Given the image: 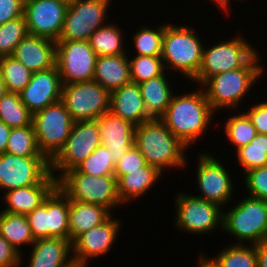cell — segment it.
Returning a JSON list of instances; mask_svg holds the SVG:
<instances>
[{
  "mask_svg": "<svg viewBox=\"0 0 267 267\" xmlns=\"http://www.w3.org/2000/svg\"><path fill=\"white\" fill-rule=\"evenodd\" d=\"M0 235L21 254L23 245L31 247L35 242L26 215L0 211Z\"/></svg>",
  "mask_w": 267,
  "mask_h": 267,
  "instance_id": "cell-28",
  "label": "cell"
},
{
  "mask_svg": "<svg viewBox=\"0 0 267 267\" xmlns=\"http://www.w3.org/2000/svg\"><path fill=\"white\" fill-rule=\"evenodd\" d=\"M258 51L242 68L210 77L201 87L204 89L207 100L213 109L218 111L238 110L250 89L265 74L264 65L260 64L261 58ZM260 79V80H259Z\"/></svg>",
  "mask_w": 267,
  "mask_h": 267,
  "instance_id": "cell-3",
  "label": "cell"
},
{
  "mask_svg": "<svg viewBox=\"0 0 267 267\" xmlns=\"http://www.w3.org/2000/svg\"><path fill=\"white\" fill-rule=\"evenodd\" d=\"M249 42L240 34L208 48L204 45L202 63L193 82L202 86L214 75L242 68L259 51Z\"/></svg>",
  "mask_w": 267,
  "mask_h": 267,
  "instance_id": "cell-7",
  "label": "cell"
},
{
  "mask_svg": "<svg viewBox=\"0 0 267 267\" xmlns=\"http://www.w3.org/2000/svg\"><path fill=\"white\" fill-rule=\"evenodd\" d=\"M69 199L56 187L48 196L49 238L69 240Z\"/></svg>",
  "mask_w": 267,
  "mask_h": 267,
  "instance_id": "cell-30",
  "label": "cell"
},
{
  "mask_svg": "<svg viewBox=\"0 0 267 267\" xmlns=\"http://www.w3.org/2000/svg\"><path fill=\"white\" fill-rule=\"evenodd\" d=\"M147 164L144 156L135 145L128 149L125 155L118 160L114 170V176L118 178L129 171L139 170Z\"/></svg>",
  "mask_w": 267,
  "mask_h": 267,
  "instance_id": "cell-43",
  "label": "cell"
},
{
  "mask_svg": "<svg viewBox=\"0 0 267 267\" xmlns=\"http://www.w3.org/2000/svg\"><path fill=\"white\" fill-rule=\"evenodd\" d=\"M197 159L196 177L199 195H195L207 201L225 207L234 198L235 185L231 178L229 169H226L221 159L209 153L200 151Z\"/></svg>",
  "mask_w": 267,
  "mask_h": 267,
  "instance_id": "cell-13",
  "label": "cell"
},
{
  "mask_svg": "<svg viewBox=\"0 0 267 267\" xmlns=\"http://www.w3.org/2000/svg\"><path fill=\"white\" fill-rule=\"evenodd\" d=\"M211 1L214 2L216 6H218V9L219 8L221 10L223 9L226 12L225 14H228V13L230 14L228 9H231V5H230L231 0H211Z\"/></svg>",
  "mask_w": 267,
  "mask_h": 267,
  "instance_id": "cell-50",
  "label": "cell"
},
{
  "mask_svg": "<svg viewBox=\"0 0 267 267\" xmlns=\"http://www.w3.org/2000/svg\"><path fill=\"white\" fill-rule=\"evenodd\" d=\"M93 80L110 93L131 82L127 54L98 56Z\"/></svg>",
  "mask_w": 267,
  "mask_h": 267,
  "instance_id": "cell-25",
  "label": "cell"
},
{
  "mask_svg": "<svg viewBox=\"0 0 267 267\" xmlns=\"http://www.w3.org/2000/svg\"><path fill=\"white\" fill-rule=\"evenodd\" d=\"M110 94L92 80L63 85L61 101L74 122L91 121L109 112Z\"/></svg>",
  "mask_w": 267,
  "mask_h": 267,
  "instance_id": "cell-11",
  "label": "cell"
},
{
  "mask_svg": "<svg viewBox=\"0 0 267 267\" xmlns=\"http://www.w3.org/2000/svg\"><path fill=\"white\" fill-rule=\"evenodd\" d=\"M68 267H89L88 265L86 264H78V263H75L73 262L70 266Z\"/></svg>",
  "mask_w": 267,
  "mask_h": 267,
  "instance_id": "cell-52",
  "label": "cell"
},
{
  "mask_svg": "<svg viewBox=\"0 0 267 267\" xmlns=\"http://www.w3.org/2000/svg\"><path fill=\"white\" fill-rule=\"evenodd\" d=\"M7 93L6 86L4 83V80L2 78V73L0 70V100L3 98V96Z\"/></svg>",
  "mask_w": 267,
  "mask_h": 267,
  "instance_id": "cell-51",
  "label": "cell"
},
{
  "mask_svg": "<svg viewBox=\"0 0 267 267\" xmlns=\"http://www.w3.org/2000/svg\"><path fill=\"white\" fill-rule=\"evenodd\" d=\"M134 145L147 164L156 167L161 173L166 172L167 168L181 170L188 166L186 155L190 149L177 139L160 119L153 118L137 125Z\"/></svg>",
  "mask_w": 267,
  "mask_h": 267,
  "instance_id": "cell-2",
  "label": "cell"
},
{
  "mask_svg": "<svg viewBox=\"0 0 267 267\" xmlns=\"http://www.w3.org/2000/svg\"><path fill=\"white\" fill-rule=\"evenodd\" d=\"M59 1H62V2H64V3H66V4H71L74 0H59Z\"/></svg>",
  "mask_w": 267,
  "mask_h": 267,
  "instance_id": "cell-53",
  "label": "cell"
},
{
  "mask_svg": "<svg viewBox=\"0 0 267 267\" xmlns=\"http://www.w3.org/2000/svg\"><path fill=\"white\" fill-rule=\"evenodd\" d=\"M11 129V127L0 120V154L6 152L8 137L10 136Z\"/></svg>",
  "mask_w": 267,
  "mask_h": 267,
  "instance_id": "cell-48",
  "label": "cell"
},
{
  "mask_svg": "<svg viewBox=\"0 0 267 267\" xmlns=\"http://www.w3.org/2000/svg\"><path fill=\"white\" fill-rule=\"evenodd\" d=\"M107 147L99 145L76 169L80 173L95 176L114 175L116 164Z\"/></svg>",
  "mask_w": 267,
  "mask_h": 267,
  "instance_id": "cell-40",
  "label": "cell"
},
{
  "mask_svg": "<svg viewBox=\"0 0 267 267\" xmlns=\"http://www.w3.org/2000/svg\"><path fill=\"white\" fill-rule=\"evenodd\" d=\"M0 120L11 128L32 124V113L22 103L19 93H6L0 100Z\"/></svg>",
  "mask_w": 267,
  "mask_h": 267,
  "instance_id": "cell-33",
  "label": "cell"
},
{
  "mask_svg": "<svg viewBox=\"0 0 267 267\" xmlns=\"http://www.w3.org/2000/svg\"><path fill=\"white\" fill-rule=\"evenodd\" d=\"M97 121L101 145L109 149L116 164L134 145L136 126L110 111L104 113Z\"/></svg>",
  "mask_w": 267,
  "mask_h": 267,
  "instance_id": "cell-19",
  "label": "cell"
},
{
  "mask_svg": "<svg viewBox=\"0 0 267 267\" xmlns=\"http://www.w3.org/2000/svg\"><path fill=\"white\" fill-rule=\"evenodd\" d=\"M205 91L201 86L189 93L173 94L165 113L159 118L186 147L200 142L214 120Z\"/></svg>",
  "mask_w": 267,
  "mask_h": 267,
  "instance_id": "cell-1",
  "label": "cell"
},
{
  "mask_svg": "<svg viewBox=\"0 0 267 267\" xmlns=\"http://www.w3.org/2000/svg\"><path fill=\"white\" fill-rule=\"evenodd\" d=\"M245 111L244 113L256 128L257 133L267 135V101L257 102L249 110L246 109Z\"/></svg>",
  "mask_w": 267,
  "mask_h": 267,
  "instance_id": "cell-45",
  "label": "cell"
},
{
  "mask_svg": "<svg viewBox=\"0 0 267 267\" xmlns=\"http://www.w3.org/2000/svg\"><path fill=\"white\" fill-rule=\"evenodd\" d=\"M11 56L32 73L47 70L56 65V42L28 34Z\"/></svg>",
  "mask_w": 267,
  "mask_h": 267,
  "instance_id": "cell-21",
  "label": "cell"
},
{
  "mask_svg": "<svg viewBox=\"0 0 267 267\" xmlns=\"http://www.w3.org/2000/svg\"><path fill=\"white\" fill-rule=\"evenodd\" d=\"M226 123L223 125L224 134L235 148V152L243 146L248 145L251 140L257 135L256 128L251 123L248 116L241 111L228 117L224 120ZM225 127V128H224Z\"/></svg>",
  "mask_w": 267,
  "mask_h": 267,
  "instance_id": "cell-32",
  "label": "cell"
},
{
  "mask_svg": "<svg viewBox=\"0 0 267 267\" xmlns=\"http://www.w3.org/2000/svg\"><path fill=\"white\" fill-rule=\"evenodd\" d=\"M31 246L27 267H68L74 262L70 240L39 238Z\"/></svg>",
  "mask_w": 267,
  "mask_h": 267,
  "instance_id": "cell-23",
  "label": "cell"
},
{
  "mask_svg": "<svg viewBox=\"0 0 267 267\" xmlns=\"http://www.w3.org/2000/svg\"><path fill=\"white\" fill-rule=\"evenodd\" d=\"M57 187V178L50 173L40 184L20 187L3 192L4 212L28 215L39 207ZM7 205V207H6Z\"/></svg>",
  "mask_w": 267,
  "mask_h": 267,
  "instance_id": "cell-20",
  "label": "cell"
},
{
  "mask_svg": "<svg viewBox=\"0 0 267 267\" xmlns=\"http://www.w3.org/2000/svg\"><path fill=\"white\" fill-rule=\"evenodd\" d=\"M26 216L35 240L39 238H49L48 197L39 207Z\"/></svg>",
  "mask_w": 267,
  "mask_h": 267,
  "instance_id": "cell-42",
  "label": "cell"
},
{
  "mask_svg": "<svg viewBox=\"0 0 267 267\" xmlns=\"http://www.w3.org/2000/svg\"><path fill=\"white\" fill-rule=\"evenodd\" d=\"M243 175L252 169L267 165V135L257 133L251 142L235 153Z\"/></svg>",
  "mask_w": 267,
  "mask_h": 267,
  "instance_id": "cell-35",
  "label": "cell"
},
{
  "mask_svg": "<svg viewBox=\"0 0 267 267\" xmlns=\"http://www.w3.org/2000/svg\"><path fill=\"white\" fill-rule=\"evenodd\" d=\"M6 153L20 157L44 156L38 148L32 124L11 129Z\"/></svg>",
  "mask_w": 267,
  "mask_h": 267,
  "instance_id": "cell-36",
  "label": "cell"
},
{
  "mask_svg": "<svg viewBox=\"0 0 267 267\" xmlns=\"http://www.w3.org/2000/svg\"><path fill=\"white\" fill-rule=\"evenodd\" d=\"M109 111L135 126L153 119L146 111L139 85L133 82L111 92Z\"/></svg>",
  "mask_w": 267,
  "mask_h": 267,
  "instance_id": "cell-22",
  "label": "cell"
},
{
  "mask_svg": "<svg viewBox=\"0 0 267 267\" xmlns=\"http://www.w3.org/2000/svg\"><path fill=\"white\" fill-rule=\"evenodd\" d=\"M220 267H257L256 246L231 243L213 258Z\"/></svg>",
  "mask_w": 267,
  "mask_h": 267,
  "instance_id": "cell-31",
  "label": "cell"
},
{
  "mask_svg": "<svg viewBox=\"0 0 267 267\" xmlns=\"http://www.w3.org/2000/svg\"><path fill=\"white\" fill-rule=\"evenodd\" d=\"M25 0H0V25L24 15Z\"/></svg>",
  "mask_w": 267,
  "mask_h": 267,
  "instance_id": "cell-46",
  "label": "cell"
},
{
  "mask_svg": "<svg viewBox=\"0 0 267 267\" xmlns=\"http://www.w3.org/2000/svg\"><path fill=\"white\" fill-rule=\"evenodd\" d=\"M167 73L170 72L165 71L158 77L138 84L146 111L152 118L159 119L165 113L173 96L174 90Z\"/></svg>",
  "mask_w": 267,
  "mask_h": 267,
  "instance_id": "cell-27",
  "label": "cell"
},
{
  "mask_svg": "<svg viewBox=\"0 0 267 267\" xmlns=\"http://www.w3.org/2000/svg\"><path fill=\"white\" fill-rule=\"evenodd\" d=\"M164 177L156 167L146 164L139 170L129 171L117 178L118 196L122 204H130L132 201L144 196L151 191L154 184H158ZM132 200V201H131Z\"/></svg>",
  "mask_w": 267,
  "mask_h": 267,
  "instance_id": "cell-24",
  "label": "cell"
},
{
  "mask_svg": "<svg viewBox=\"0 0 267 267\" xmlns=\"http://www.w3.org/2000/svg\"><path fill=\"white\" fill-rule=\"evenodd\" d=\"M237 201L234 207L223 211L222 232L233 236L237 244L255 245L267 240V201L248 195Z\"/></svg>",
  "mask_w": 267,
  "mask_h": 267,
  "instance_id": "cell-6",
  "label": "cell"
},
{
  "mask_svg": "<svg viewBox=\"0 0 267 267\" xmlns=\"http://www.w3.org/2000/svg\"><path fill=\"white\" fill-rule=\"evenodd\" d=\"M68 4L59 0H25L24 16L29 35L58 41Z\"/></svg>",
  "mask_w": 267,
  "mask_h": 267,
  "instance_id": "cell-16",
  "label": "cell"
},
{
  "mask_svg": "<svg viewBox=\"0 0 267 267\" xmlns=\"http://www.w3.org/2000/svg\"><path fill=\"white\" fill-rule=\"evenodd\" d=\"M175 196V229L189 235L223 231V210L226 208L194 194L178 192Z\"/></svg>",
  "mask_w": 267,
  "mask_h": 267,
  "instance_id": "cell-8",
  "label": "cell"
},
{
  "mask_svg": "<svg viewBox=\"0 0 267 267\" xmlns=\"http://www.w3.org/2000/svg\"><path fill=\"white\" fill-rule=\"evenodd\" d=\"M62 81L58 68L34 72L29 84L19 93L22 103L34 114L61 100Z\"/></svg>",
  "mask_w": 267,
  "mask_h": 267,
  "instance_id": "cell-18",
  "label": "cell"
},
{
  "mask_svg": "<svg viewBox=\"0 0 267 267\" xmlns=\"http://www.w3.org/2000/svg\"><path fill=\"white\" fill-rule=\"evenodd\" d=\"M57 187L69 200L100 205L112 214V210L123 205L118 196L117 178L114 175H88L75 168L65 172L57 180Z\"/></svg>",
  "mask_w": 267,
  "mask_h": 267,
  "instance_id": "cell-5",
  "label": "cell"
},
{
  "mask_svg": "<svg viewBox=\"0 0 267 267\" xmlns=\"http://www.w3.org/2000/svg\"><path fill=\"white\" fill-rule=\"evenodd\" d=\"M28 35L25 16L0 25V58L11 56L16 46Z\"/></svg>",
  "mask_w": 267,
  "mask_h": 267,
  "instance_id": "cell-39",
  "label": "cell"
},
{
  "mask_svg": "<svg viewBox=\"0 0 267 267\" xmlns=\"http://www.w3.org/2000/svg\"><path fill=\"white\" fill-rule=\"evenodd\" d=\"M128 57L131 82L142 83L162 75L166 70L161 56L133 55Z\"/></svg>",
  "mask_w": 267,
  "mask_h": 267,
  "instance_id": "cell-38",
  "label": "cell"
},
{
  "mask_svg": "<svg viewBox=\"0 0 267 267\" xmlns=\"http://www.w3.org/2000/svg\"><path fill=\"white\" fill-rule=\"evenodd\" d=\"M121 225V220L116 219L112 214L102 224L81 234L72 243L73 261L78 264L89 265L92 258H102L111 251L113 244L118 240L119 231L122 230Z\"/></svg>",
  "mask_w": 267,
  "mask_h": 267,
  "instance_id": "cell-17",
  "label": "cell"
},
{
  "mask_svg": "<svg viewBox=\"0 0 267 267\" xmlns=\"http://www.w3.org/2000/svg\"><path fill=\"white\" fill-rule=\"evenodd\" d=\"M97 57L89 41L58 40L56 66L62 84L92 81Z\"/></svg>",
  "mask_w": 267,
  "mask_h": 267,
  "instance_id": "cell-14",
  "label": "cell"
},
{
  "mask_svg": "<svg viewBox=\"0 0 267 267\" xmlns=\"http://www.w3.org/2000/svg\"><path fill=\"white\" fill-rule=\"evenodd\" d=\"M111 215L103 206L69 200V240L73 243L81 234L102 224Z\"/></svg>",
  "mask_w": 267,
  "mask_h": 267,
  "instance_id": "cell-26",
  "label": "cell"
},
{
  "mask_svg": "<svg viewBox=\"0 0 267 267\" xmlns=\"http://www.w3.org/2000/svg\"><path fill=\"white\" fill-rule=\"evenodd\" d=\"M50 173V161L45 156L0 154V190L4 192L40 184Z\"/></svg>",
  "mask_w": 267,
  "mask_h": 267,
  "instance_id": "cell-15",
  "label": "cell"
},
{
  "mask_svg": "<svg viewBox=\"0 0 267 267\" xmlns=\"http://www.w3.org/2000/svg\"><path fill=\"white\" fill-rule=\"evenodd\" d=\"M73 119L59 100L32 114V125L40 152L51 161L65 145Z\"/></svg>",
  "mask_w": 267,
  "mask_h": 267,
  "instance_id": "cell-9",
  "label": "cell"
},
{
  "mask_svg": "<svg viewBox=\"0 0 267 267\" xmlns=\"http://www.w3.org/2000/svg\"><path fill=\"white\" fill-rule=\"evenodd\" d=\"M192 25L165 24L162 55L165 70L176 71L186 80H194L198 75L205 44ZM173 68V69H172Z\"/></svg>",
  "mask_w": 267,
  "mask_h": 267,
  "instance_id": "cell-4",
  "label": "cell"
},
{
  "mask_svg": "<svg viewBox=\"0 0 267 267\" xmlns=\"http://www.w3.org/2000/svg\"><path fill=\"white\" fill-rule=\"evenodd\" d=\"M256 246L257 267H267V240H263Z\"/></svg>",
  "mask_w": 267,
  "mask_h": 267,
  "instance_id": "cell-47",
  "label": "cell"
},
{
  "mask_svg": "<svg viewBox=\"0 0 267 267\" xmlns=\"http://www.w3.org/2000/svg\"><path fill=\"white\" fill-rule=\"evenodd\" d=\"M197 267H220L219 264L205 254L201 253L197 258Z\"/></svg>",
  "mask_w": 267,
  "mask_h": 267,
  "instance_id": "cell-49",
  "label": "cell"
},
{
  "mask_svg": "<svg viewBox=\"0 0 267 267\" xmlns=\"http://www.w3.org/2000/svg\"><path fill=\"white\" fill-rule=\"evenodd\" d=\"M154 29L150 26L141 25L139 30L133 34L132 40V49L134 48L135 55L142 56H161L162 55V45H163V36L165 31V24Z\"/></svg>",
  "mask_w": 267,
  "mask_h": 267,
  "instance_id": "cell-34",
  "label": "cell"
},
{
  "mask_svg": "<svg viewBox=\"0 0 267 267\" xmlns=\"http://www.w3.org/2000/svg\"><path fill=\"white\" fill-rule=\"evenodd\" d=\"M24 254L20 253L0 235V267H20Z\"/></svg>",
  "mask_w": 267,
  "mask_h": 267,
  "instance_id": "cell-44",
  "label": "cell"
},
{
  "mask_svg": "<svg viewBox=\"0 0 267 267\" xmlns=\"http://www.w3.org/2000/svg\"><path fill=\"white\" fill-rule=\"evenodd\" d=\"M99 145L101 140L97 120L74 122L65 145L50 161L51 173L58 180L65 172L75 169Z\"/></svg>",
  "mask_w": 267,
  "mask_h": 267,
  "instance_id": "cell-10",
  "label": "cell"
},
{
  "mask_svg": "<svg viewBox=\"0 0 267 267\" xmlns=\"http://www.w3.org/2000/svg\"><path fill=\"white\" fill-rule=\"evenodd\" d=\"M243 179L248 196L267 201V165L247 171Z\"/></svg>",
  "mask_w": 267,
  "mask_h": 267,
  "instance_id": "cell-41",
  "label": "cell"
},
{
  "mask_svg": "<svg viewBox=\"0 0 267 267\" xmlns=\"http://www.w3.org/2000/svg\"><path fill=\"white\" fill-rule=\"evenodd\" d=\"M111 4L112 0H74L67 7L58 40L88 41L96 29L108 23Z\"/></svg>",
  "mask_w": 267,
  "mask_h": 267,
  "instance_id": "cell-12",
  "label": "cell"
},
{
  "mask_svg": "<svg viewBox=\"0 0 267 267\" xmlns=\"http://www.w3.org/2000/svg\"><path fill=\"white\" fill-rule=\"evenodd\" d=\"M121 26L108 22L96 29L89 38V43L97 56H114L127 54L125 40ZM127 52V53H126Z\"/></svg>",
  "mask_w": 267,
  "mask_h": 267,
  "instance_id": "cell-29",
  "label": "cell"
},
{
  "mask_svg": "<svg viewBox=\"0 0 267 267\" xmlns=\"http://www.w3.org/2000/svg\"><path fill=\"white\" fill-rule=\"evenodd\" d=\"M0 70L8 93H20L29 84L33 74L13 56L0 58Z\"/></svg>",
  "mask_w": 267,
  "mask_h": 267,
  "instance_id": "cell-37",
  "label": "cell"
}]
</instances>
